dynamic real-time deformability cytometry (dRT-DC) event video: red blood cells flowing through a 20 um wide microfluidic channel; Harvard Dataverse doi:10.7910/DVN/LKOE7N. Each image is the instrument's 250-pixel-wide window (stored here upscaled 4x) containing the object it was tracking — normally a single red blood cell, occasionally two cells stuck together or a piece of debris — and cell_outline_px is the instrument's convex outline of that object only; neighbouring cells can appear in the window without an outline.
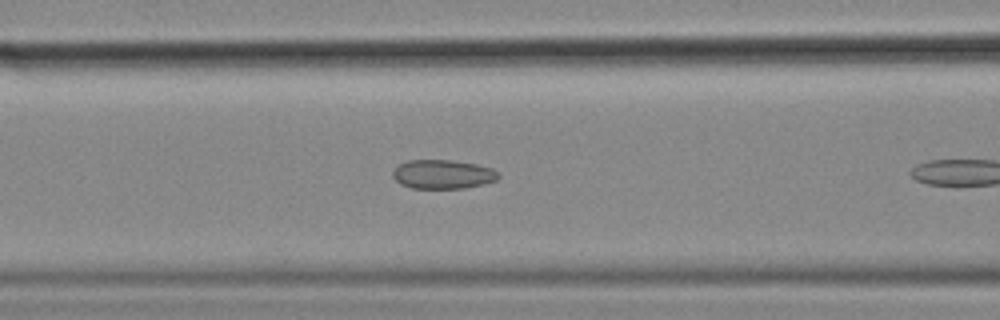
{"species": "common noctule bat (a hibernating species)", "species_latin": "Nyctalus noctula", "temperature_condition": "cold", "stored_images_in_passage": 11, "camera_frame_rate_fps": 3000, "um_per_image_px": 0.085, "animal": {"sex": "female", "body_mass_g": 18.4}, "frame": {"image": 1, "passage_image": 10, "time_ms": 3.0, "image_size_px": [1000, 320], "cell_outline_px": [[500, 176], [496, 180], [464, 188], [412, 188], [400, 184], [392, 176], [392, 172], [400, 164], [408, 160], [448, 160], [476, 164], [492, 168], [500, 172]], "centroid_in_image_um": [37.64, 14.81], "position_along_channel_um": 129.0, "area_um2": 17.74}}